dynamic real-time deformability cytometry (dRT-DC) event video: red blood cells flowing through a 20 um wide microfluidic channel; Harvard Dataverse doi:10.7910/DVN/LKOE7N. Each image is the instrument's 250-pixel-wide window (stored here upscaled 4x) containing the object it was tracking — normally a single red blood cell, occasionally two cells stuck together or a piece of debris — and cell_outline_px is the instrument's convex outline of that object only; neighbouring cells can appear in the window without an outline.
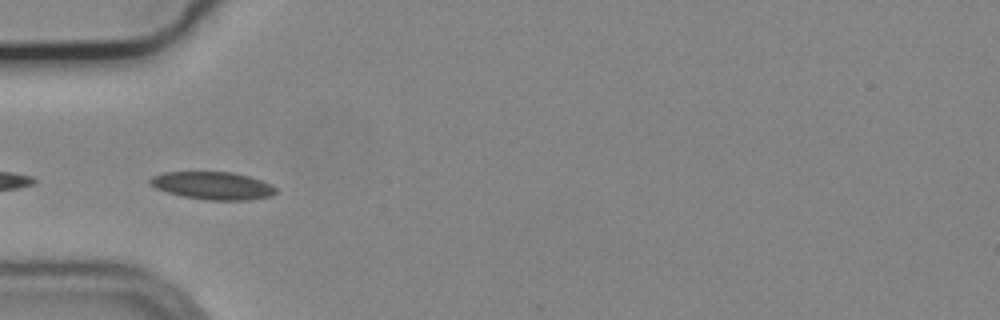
{"species": "common noctule bat (a hibernating species)", "species_latin": "Nyctalus noctula", "temperature_condition": "cold", "stored_images_in_passage": 25, "camera_frame_rate_fps": 3000, "um_per_image_px": 0.085, "animal": {"sex": "male", "body_mass_g": 19.2, "forearm_length_mm": 51.8}, "frame": {"image": 1, "passage_image": 18, "time_ms": 5.667, "image_size_px": [1000, 320], "cell_outline_px": [[276, 192], [272, 196], [248, 200], [208, 200], [184, 196], [168, 192], [156, 188], [148, 184], [148, 180], [152, 176], [164, 172], [232, 172], [248, 176], [272, 184], [276, 188]], "centroid_in_image_um": [18.08, 15.77], "position_along_channel_um": 66.9, "area_um2": 20.29}}